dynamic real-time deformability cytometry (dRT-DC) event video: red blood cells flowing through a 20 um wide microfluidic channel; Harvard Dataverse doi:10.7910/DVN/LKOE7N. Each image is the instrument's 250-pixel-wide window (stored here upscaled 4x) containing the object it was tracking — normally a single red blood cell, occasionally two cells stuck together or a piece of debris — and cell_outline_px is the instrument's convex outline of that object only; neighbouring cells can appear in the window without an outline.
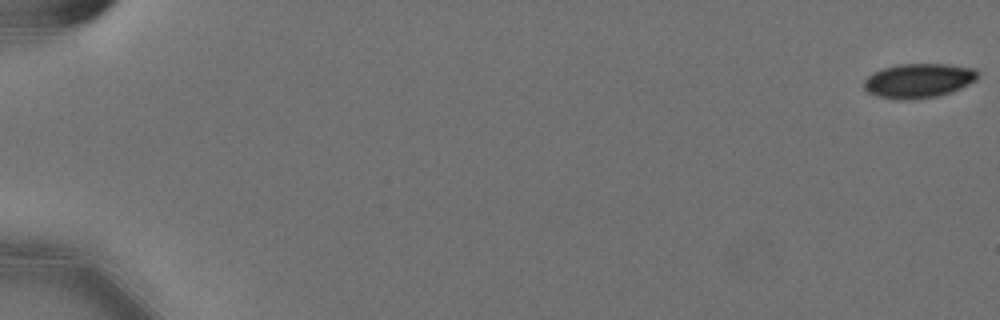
{"species": "Egyptian fruit bat (a non-hibernating species)", "species_latin": "Rousettus aegyptiacus", "temperature_condition": "cold", "stored_images_in_passage": 58, "camera_frame_rate_fps": 3000, "um_per_image_px": 0.085, "animal": {"sex": "female"}, "frame": {"image": 1, "passage_image": 1, "time_ms": 0.0, "image_size_px": [1000, 320], "cell_outline_px": [[980, 76], [976, 80], [960, 88], [936, 96], [908, 100], [900, 100], [880, 96], [868, 92], [864, 88], [864, 80], [872, 72], [884, 68], [900, 64], [948, 64], [976, 68], [980, 72]], "centroid_in_image_um": [78.11, 6.84], "position_along_channel_um": 6.9, "area_um2": 22.77}}
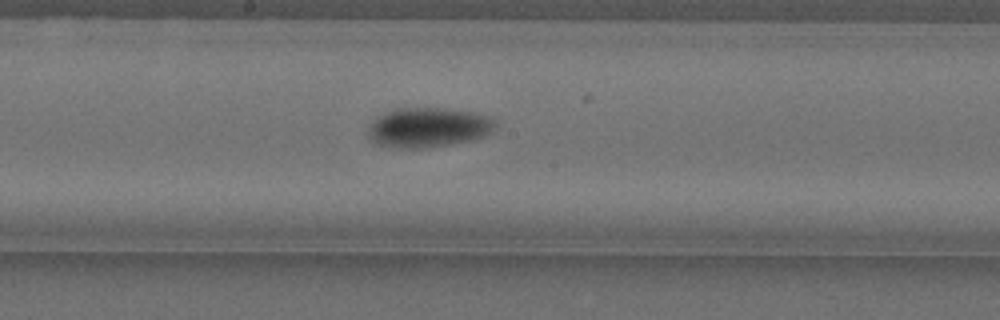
{"frame": {"image": 2, "passage_image": 33, "time_ms": 10.667, "image_size_px": [1000, 320], "cell_outline_px": [[496, 128], [492, 132], [484, 136], [472, 140], [424, 148], [400, 148], [376, 144], [368, 136], [368, 128], [372, 120], [388, 112], [400, 108], [448, 108], [476, 112], [488, 116], [496, 120]], "centroid_in_image_um": [36.44, 10.83], "position_along_channel_um": 211.8, "area_um2": 29.54}}
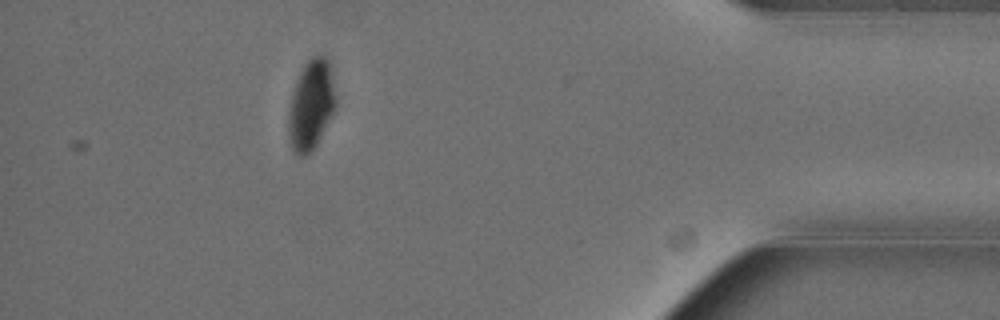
{"frame": {"image": 3, "passage_image": 53, "time_ms": 17.333, "image_size_px": [1000, 320], "cell_outline_px": [[336, 108], [332, 116], [312, 152], [304, 156], [296, 156], [288, 140], [288, 116], [292, 92], [300, 72], [304, 64], [312, 56], [328, 56], [336, 96]], "centroid_in_image_um": [26.44, 8.94], "position_along_channel_um": 408.8, "area_um2": 25.03}, "authors_computed_cell_mechanics": {"area_um2": 25.5765, "velocity_mm_per_s": 3.5863, "shape_relaxation_time_tau1_ms": 7.3339, "shape_relaxation_time_tau2_ms": null, "deformation_change_tau1": 0.1356, "deformation_change_tau2": null}}